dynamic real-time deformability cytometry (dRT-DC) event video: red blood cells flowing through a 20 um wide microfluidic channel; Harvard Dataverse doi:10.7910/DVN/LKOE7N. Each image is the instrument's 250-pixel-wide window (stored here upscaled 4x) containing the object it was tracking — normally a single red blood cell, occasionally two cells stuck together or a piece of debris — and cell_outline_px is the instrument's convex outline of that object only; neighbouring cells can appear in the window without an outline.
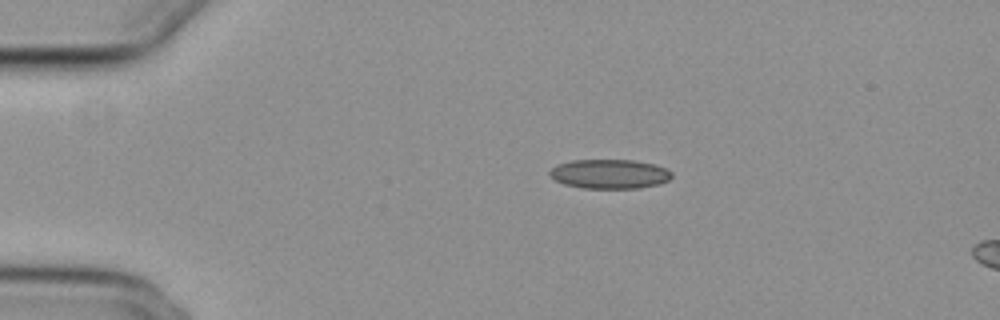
{"species": "common noctule bat (a hibernating species)", "species_latin": "Nyctalus noctula", "temperature_condition": "cold", "stored_images_in_passage": 7, "camera_frame_rate_fps": 3000, "um_per_image_px": 0.085, "animal": {"sex": "female", "body_mass_g": 29.2, "forearm_length_mm": 56.3}, "frame": {"image": 1, "passage_image": 1, "time_ms": 0.0, "image_size_px": [1000, 320], "cell_outline_px": [[672, 176], [668, 180], [660, 184], [640, 188], [584, 188], [564, 184], [556, 180], [548, 172], [556, 164], [572, 160], [632, 160], [656, 164], [672, 172]], "centroid_in_image_um": [51.83, 14.78], "position_along_channel_um": 33.2, "area_um2": 20.87}}